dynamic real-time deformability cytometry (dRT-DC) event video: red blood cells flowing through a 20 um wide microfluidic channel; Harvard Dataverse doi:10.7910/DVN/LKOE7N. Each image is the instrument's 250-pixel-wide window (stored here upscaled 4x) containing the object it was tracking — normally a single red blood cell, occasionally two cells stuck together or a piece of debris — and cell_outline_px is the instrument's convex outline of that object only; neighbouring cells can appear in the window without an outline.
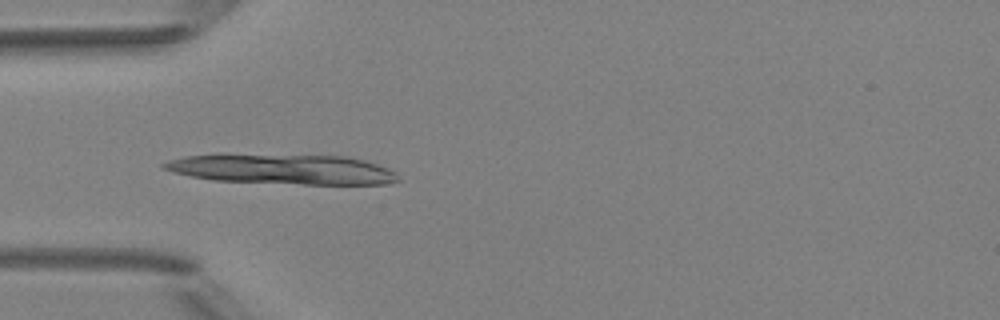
{"species": "Egyptian fruit bat (a non-hibernating species)", "species_latin": "Rousettus aegyptiacus", "temperature_condition": "room temperature", "stored_images_in_passage": 5, "camera_frame_rate_fps": 3000, "um_per_image_px": 0.085, "animal": {"sex": "female"}, "frame": {"image": 1, "passage_image": 4, "time_ms": 3.667, "image_size_px": [1000, 320], "cell_outline_px": [[400, 180], [384, 184], [304, 184], [212, 180], [172, 172], [160, 168], [160, 164], [168, 160], [184, 156], [344, 156], [364, 160], [388, 168], [396, 172]], "centroid_in_image_um": [24.06, 14.41], "position_along_channel_um": 60.9, "area_um2": 39.82}}